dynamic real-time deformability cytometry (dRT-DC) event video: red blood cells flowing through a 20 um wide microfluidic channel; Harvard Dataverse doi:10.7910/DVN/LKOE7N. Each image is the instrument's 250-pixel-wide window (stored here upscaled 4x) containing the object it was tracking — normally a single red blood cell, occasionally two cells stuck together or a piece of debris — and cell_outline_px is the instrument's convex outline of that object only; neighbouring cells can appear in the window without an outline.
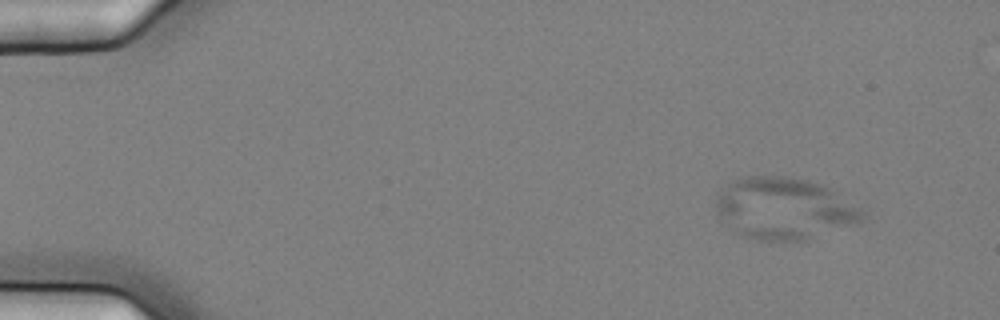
{"species": "common noctule bat (a hibernating species)", "species_latin": "Nyctalus noctula", "temperature_condition": "cold", "stored_images_in_passage": 5, "camera_frame_rate_fps": 3000, "um_per_image_px": 0.085, "animal": {"sex": "female", "body_mass_g": 25.1}, "frame": {"image": 1, "passage_image": 1, "time_ms": 0.0, "image_size_px": [1000, 320], "cell_outline_px": [[868, 216], [856, 224], [804, 240], [760, 240], [732, 232], [720, 220], [716, 212], [716, 200], [720, 188], [732, 180], [748, 176], [784, 176], [808, 180], [820, 184], [828, 188], [860, 208]], "centroid_in_image_um": [66.59, 17.72], "position_along_channel_um": 18.4, "area_um2": 52.77}}
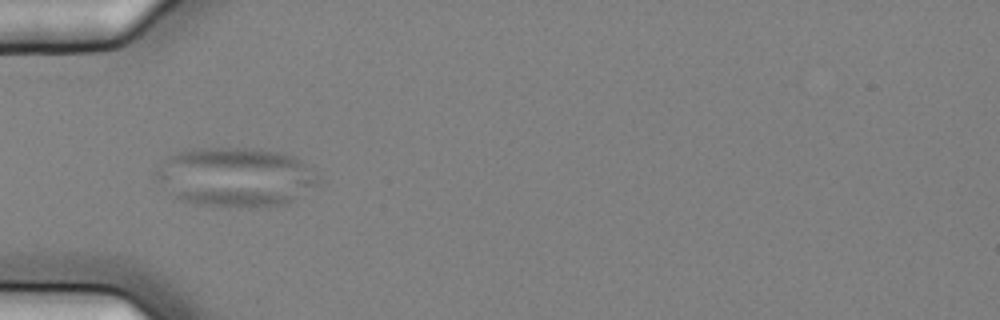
{"frame": {"image": 2, "passage_image": 5, "time_ms": 1.333, "image_size_px": [1000, 320], "cell_outline_px": [[324, 180], [320, 184], [288, 204], [268, 208], [200, 204], [180, 200], [152, 176], [156, 168], [168, 156], [184, 148], [260, 148], [280, 152], [296, 156], [320, 176]], "centroid_in_image_um": [20.08, 15.03], "position_along_channel_um": 64.9, "area_um2": 57.05}}